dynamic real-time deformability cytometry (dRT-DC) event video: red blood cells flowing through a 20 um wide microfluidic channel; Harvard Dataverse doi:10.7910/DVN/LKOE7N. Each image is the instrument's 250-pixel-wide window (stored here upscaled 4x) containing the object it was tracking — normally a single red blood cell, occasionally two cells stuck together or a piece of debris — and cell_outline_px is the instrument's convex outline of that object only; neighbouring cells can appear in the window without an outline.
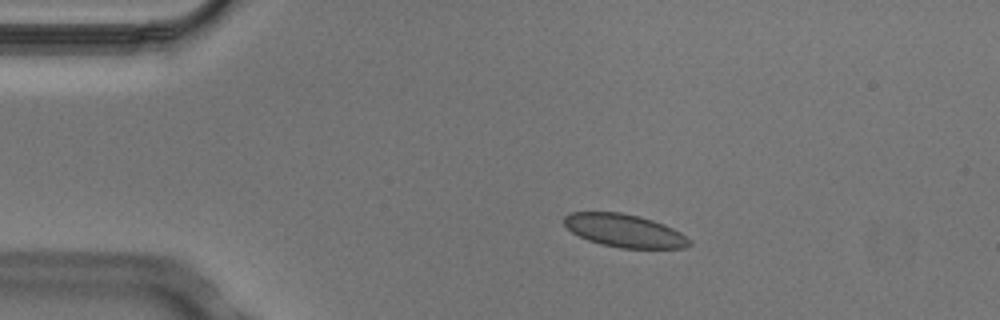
{"species": "Egyptian fruit bat (a non-hibernating species)", "species_latin": "Rousettus aegyptiacus", "temperature_condition": "cold", "stored_images_in_passage": 4, "camera_frame_rate_fps": 3000, "um_per_image_px": 0.085, "animal": {"sex": "male"}, "frame": {"image": 1, "passage_image": 2, "time_ms": 0.333, "image_size_px": [1000, 320], "cell_outline_px": [[692, 244], [684, 248], [620, 248], [600, 244], [588, 240], [572, 232], [564, 224], [564, 216], [568, 212], [620, 212], [652, 220], [664, 224], [680, 232], [692, 240]], "centroid_in_image_um": [53.08, 19.61], "position_along_channel_um": 31.9, "area_um2": 24.04}}